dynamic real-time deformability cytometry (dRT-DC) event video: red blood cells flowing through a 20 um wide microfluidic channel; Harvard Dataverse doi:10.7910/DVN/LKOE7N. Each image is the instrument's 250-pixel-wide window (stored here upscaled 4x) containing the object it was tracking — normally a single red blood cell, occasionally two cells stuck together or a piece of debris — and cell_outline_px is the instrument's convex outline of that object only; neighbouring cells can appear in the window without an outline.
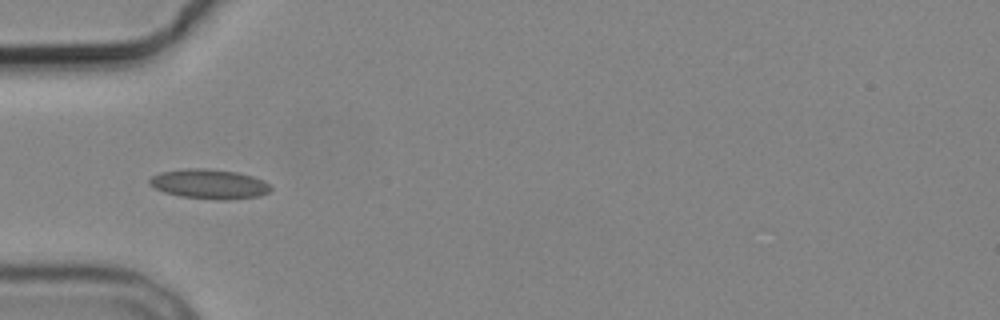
{"species": "common noctule bat (a hibernating species)", "species_latin": "Nyctalus noctula", "temperature_condition": "cold", "stored_images_in_passage": 7, "camera_frame_rate_fps": 3000, "um_per_image_px": 0.085, "animal": {"sex": "male", "body_mass_g": 19.2, "forearm_length_mm": 51.8}, "frame": {"image": 1, "passage_image": 6, "time_ms": 5.667, "image_size_px": [1000, 320], "cell_outline_px": [[272, 188], [268, 192], [260, 196], [224, 200], [180, 196], [164, 192], [148, 184], [148, 180], [152, 176], [160, 172], [188, 168], [204, 168], [236, 172], [252, 176], [264, 180]], "centroid_in_image_um": [17.78, 15.64], "position_along_channel_um": 67.2, "area_um2": 20.81}}